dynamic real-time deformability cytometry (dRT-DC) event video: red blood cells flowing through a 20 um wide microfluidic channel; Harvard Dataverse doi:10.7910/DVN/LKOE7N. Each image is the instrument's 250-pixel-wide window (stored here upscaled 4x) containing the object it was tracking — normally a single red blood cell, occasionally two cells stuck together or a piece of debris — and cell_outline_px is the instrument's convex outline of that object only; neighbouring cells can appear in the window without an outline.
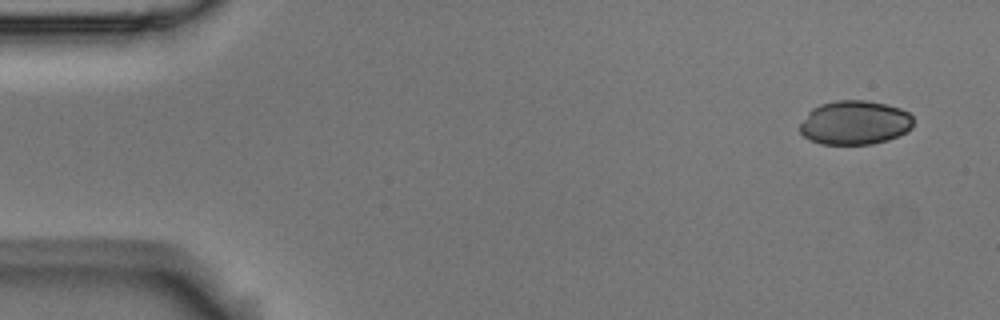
{"species": "Egyptian fruit bat (a non-hibernating species)", "species_latin": "Rousettus aegyptiacus", "temperature_condition": "room temperature", "stored_images_in_passage": 4, "camera_frame_rate_fps": 3000, "um_per_image_px": 0.085, "animal": {"sex": "male"}, "frame": {"image": 1, "passage_image": 1, "time_ms": 0.0, "image_size_px": [1000, 320], "cell_outline_px": [[912, 128], [888, 140], [872, 144], [820, 144], [804, 136], [800, 132], [800, 124], [808, 112], [812, 108], [820, 104], [836, 100], [864, 100], [884, 104], [900, 108], [908, 112], [912, 116]], "centroid_in_image_um": [72.64, 10.42], "position_along_channel_um": 12.4, "area_um2": 29.02}}
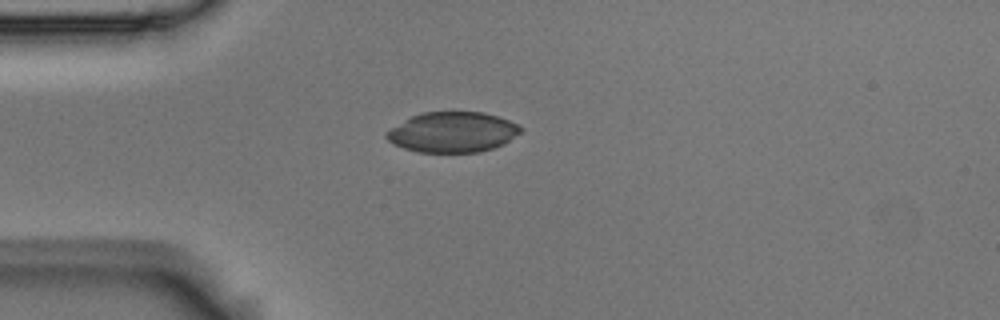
{"frame": {"image": 2, "passage_image": 4, "time_ms": 1.0, "image_size_px": [1000, 320], "cell_outline_px": [[524, 128], [520, 132], [504, 144], [496, 148], [480, 152], [416, 152], [404, 148], [388, 140], [384, 136], [384, 132], [412, 116], [424, 112], [484, 112], [508, 120]], "centroid_in_image_um": [38.48, 11.24], "position_along_channel_um": 46.5, "area_um2": 31.44}}